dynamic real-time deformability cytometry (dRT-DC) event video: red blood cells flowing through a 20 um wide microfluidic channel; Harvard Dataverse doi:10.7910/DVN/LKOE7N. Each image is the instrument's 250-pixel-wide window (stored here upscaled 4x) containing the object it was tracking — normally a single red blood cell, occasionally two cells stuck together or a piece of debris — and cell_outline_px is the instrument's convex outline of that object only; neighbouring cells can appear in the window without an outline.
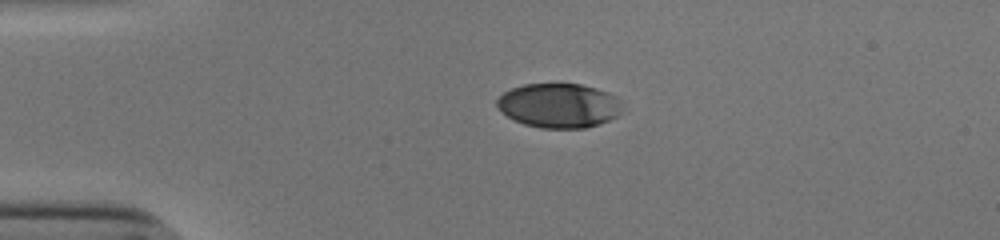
{"species": "human", "species_latin": "Homo sapiens", "temperature_condition": "cold", "stored_images_in_passage": 42, "camera_frame_rate_fps": 3000, "um_per_image_px": 0.085, "donor": {"sex": "male"}, "frame": {"image": 1, "passage_image": 1, "time_ms": 0.0, "image_size_px": [1000, 240], "cell_outline_px": [[620, 112], [616, 116], [600, 124], [584, 128], [540, 128], [524, 124], [508, 116], [496, 104], [496, 100], [504, 92], [512, 88], [524, 84], [580, 84], [596, 88], [608, 92], [616, 96], [620, 104]], "centroid_in_image_um": [47.51, 8.97], "position_along_channel_um": 37.5, "area_um2": 32.14}}
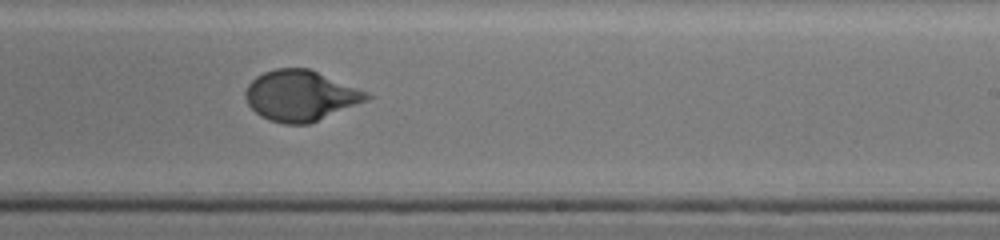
{"frame": {"image": 2, "passage_image": 22, "time_ms": 7.0, "image_size_px": [1000, 240], "cell_outline_px": [[376, 96], [368, 100], [308, 124], [284, 124], [268, 120], [260, 116], [248, 104], [244, 96], [244, 92], [248, 84], [256, 76], [264, 72], [276, 68], [308, 68], [368, 92]], "centroid_in_image_um": [25.54, 8.13], "position_along_channel_um": 263.5, "area_um2": 35.72}}
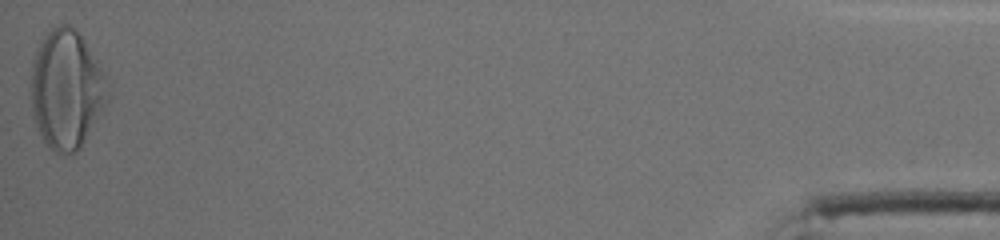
{"frame": {"image": 3, "passage_image": 42, "time_ms": 13.667, "image_size_px": [1000, 240], "cell_outline_px": [[108, 104], [80, 148], [76, 152], [60, 156], [48, 148], [36, 128], [32, 116], [28, 92], [32, 60], [44, 32], [56, 24], [68, 24], [84, 40], [104, 72], [108, 80]], "centroid_in_image_um": [5.6, 7.63], "position_along_channel_um": 429.6, "area_um2": 54.62}, "authors_computed_cell_mechanics": {"area_um2": 35.6337, "velocity_mm_per_s": 3.8389, "shape_relaxation_time_tau1_ms": 4.2728, "shape_relaxation_time_tau2_ms": null, "deformation_change_tau1": 0.189, "deformation_change_tau2": null}}